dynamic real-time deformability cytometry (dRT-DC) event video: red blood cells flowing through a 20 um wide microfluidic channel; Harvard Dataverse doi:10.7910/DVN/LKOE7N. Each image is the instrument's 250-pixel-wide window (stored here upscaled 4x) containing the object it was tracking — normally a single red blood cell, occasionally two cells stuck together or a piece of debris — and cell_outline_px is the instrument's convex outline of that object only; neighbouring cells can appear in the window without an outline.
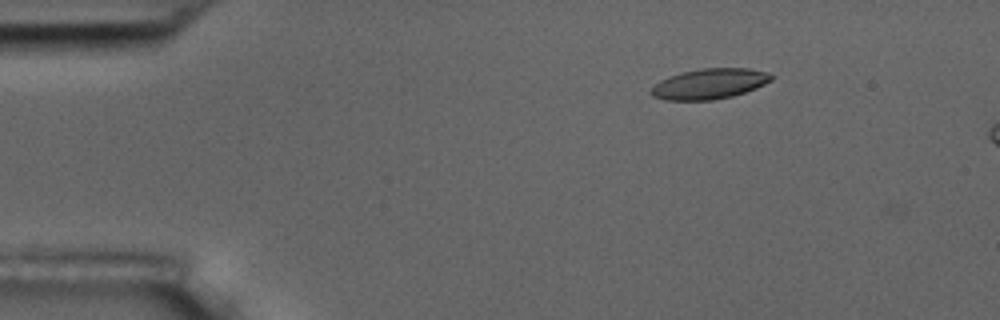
{"species": "common noctule bat (a hibernating species)", "species_latin": "Nyctalus noctula", "temperature_condition": "room temperature", "stored_images_in_passage": 3, "camera_frame_rate_fps": 3000, "um_per_image_px": 0.085, "animal": {"sex": "male", "body_mass_g": 17.5, "forearm_length_mm": 52.3}, "frame": {"image": 1, "passage_image": 2, "time_ms": 1.0, "image_size_px": [1000, 320], "cell_outline_px": [[772, 80], [756, 88], [732, 96], [712, 100], [664, 100], [652, 96], [648, 92], [660, 80], [668, 76], [680, 72], [700, 68], [748, 68], [768, 72], [772, 76]], "centroid_in_image_um": [60.27, 7.12], "position_along_channel_um": 24.7, "area_um2": 21.39}}